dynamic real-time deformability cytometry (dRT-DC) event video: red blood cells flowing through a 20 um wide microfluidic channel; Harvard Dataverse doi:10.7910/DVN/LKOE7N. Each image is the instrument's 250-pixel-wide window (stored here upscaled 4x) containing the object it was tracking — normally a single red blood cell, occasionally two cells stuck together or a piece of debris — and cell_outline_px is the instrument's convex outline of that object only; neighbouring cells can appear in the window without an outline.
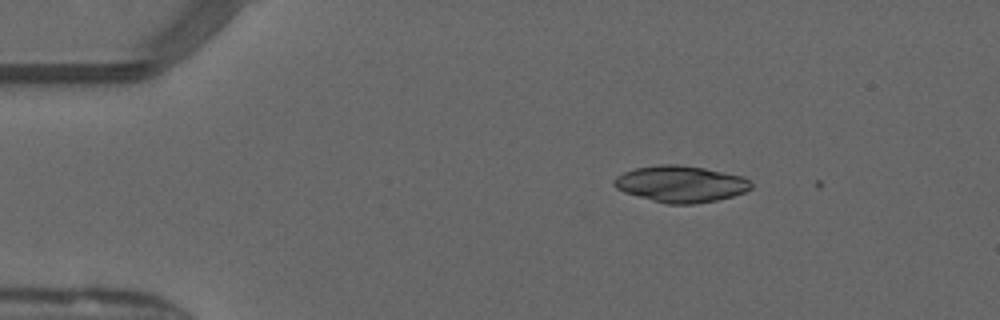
{"species": "common noctule bat (a hibernating species)", "species_latin": "Nyctalus noctula", "temperature_condition": "warm", "stored_images_in_passage": 2, "camera_frame_rate_fps": 3000, "um_per_image_px": 0.085, "animal": {"sex": "male", "forearm_length_mm": 52.5}, "frame": {"image": 1, "passage_image": 1, "time_ms": 0.0, "image_size_px": [1000, 320], "cell_outline_px": [[752, 188], [744, 192], [732, 196], [716, 200], [692, 204], [668, 204], [652, 200], [624, 192], [616, 188], [612, 184], [612, 180], [616, 176], [624, 172], [636, 168], [656, 164], [680, 164], [704, 168], [744, 176], [752, 184]], "centroid_in_image_um": [57.84, 15.62], "position_along_channel_um": 27.2, "area_um2": 29.19}}